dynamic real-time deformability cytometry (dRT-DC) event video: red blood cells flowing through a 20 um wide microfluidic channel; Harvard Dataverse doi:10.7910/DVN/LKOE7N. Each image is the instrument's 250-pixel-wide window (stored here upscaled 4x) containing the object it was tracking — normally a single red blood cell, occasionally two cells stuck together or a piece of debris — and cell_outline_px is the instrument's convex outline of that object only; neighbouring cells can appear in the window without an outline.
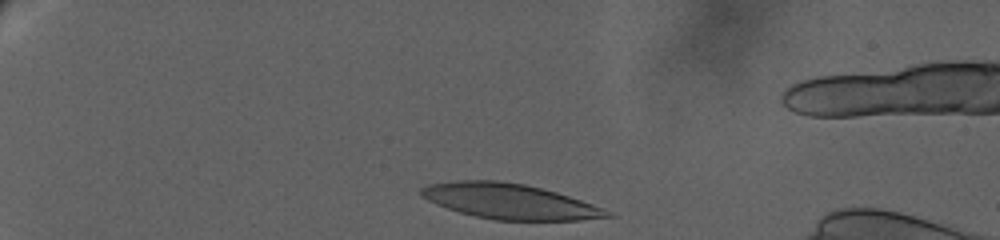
{"species": "human", "species_latin": "Homo sapiens", "temperature_condition": "warm", "stored_images_in_passage": 12, "camera_frame_rate_fps": 3000, "um_per_image_px": 0.085, "donor": {"sex": "female"}, "frame": {"image": 1, "passage_image": 1, "time_ms": 0.0, "image_size_px": [1000, 240], "cell_outline_px": [[616, 216], [580, 220], [492, 220], [460, 212], [436, 204], [420, 196], [416, 192], [420, 188], [428, 184], [456, 180], [496, 180], [524, 184], [556, 192], [592, 204], [612, 212]], "centroid_in_image_um": [43.27, 17.11], "position_along_channel_um": 41.7, "area_um2": 38.21}}
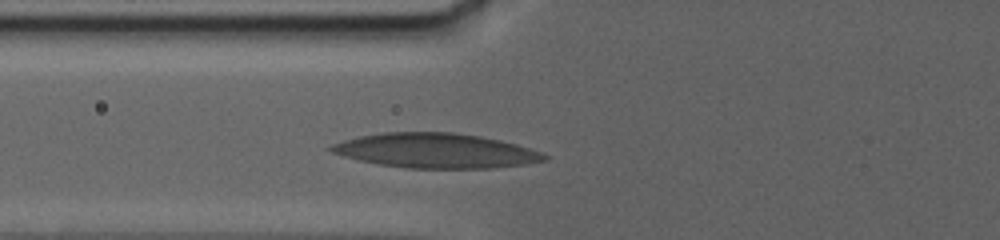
{"frame": {"image": 2, "passage_image": 11, "time_ms": 4.333, "image_size_px": [1000, 240], "cell_outline_px": [[552, 156], [548, 160], [524, 164], [492, 168], [408, 168], [376, 164], [344, 156], [332, 152], [328, 148], [332, 144], [344, 140], [360, 136], [384, 132], [456, 132], [480, 136], [500, 140], [516, 144]], "centroid_in_image_um": [37.06, 12.81], "position_along_channel_um": 88.7, "area_um2": 43.06}}